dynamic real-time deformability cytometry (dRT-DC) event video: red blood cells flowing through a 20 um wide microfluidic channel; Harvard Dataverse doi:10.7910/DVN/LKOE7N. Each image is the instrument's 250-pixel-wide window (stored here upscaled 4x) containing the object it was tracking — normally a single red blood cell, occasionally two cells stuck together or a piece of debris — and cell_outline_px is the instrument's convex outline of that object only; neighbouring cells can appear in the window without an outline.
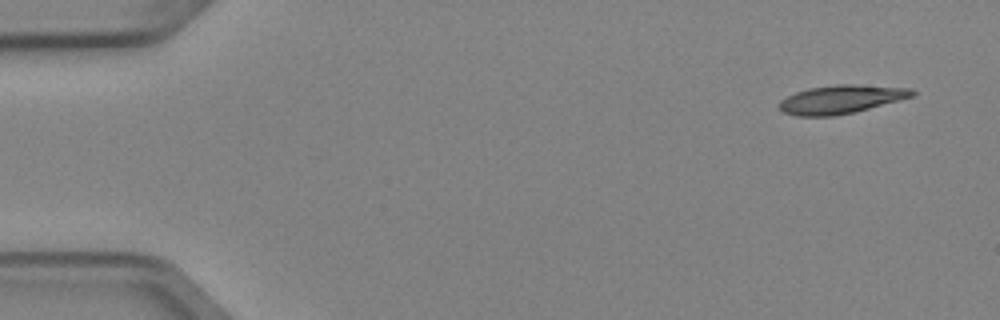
{"species": "Egyptian fruit bat (a non-hibernating species)", "species_latin": "Rousettus aegyptiacus", "temperature_condition": "cold", "stored_images_in_passage": 6, "camera_frame_rate_fps": 3000, "um_per_image_px": 0.085, "animal": {"sex": "female"}, "frame": {"image": 1, "passage_image": 1, "time_ms": 0.0, "image_size_px": [1000, 320], "cell_outline_px": [[916, 92], [912, 96], [868, 108], [852, 112], [832, 116], [796, 116], [784, 112], [780, 108], [780, 100], [796, 92], [808, 88], [836, 84], [852, 84], [912, 88]], "centroid_in_image_um": [71.46, 8.43], "position_along_channel_um": 13.5, "area_um2": 21.68}}
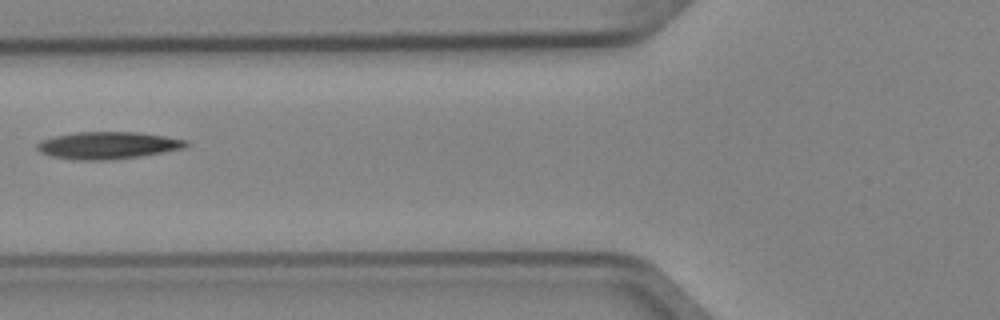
{"frame": {"image": 2, "passage_image": 5, "time_ms": 1.333, "image_size_px": [1000, 320], "cell_outline_px": [[188, 144], [184, 148], [136, 156], [108, 160], [76, 160], [52, 156], [40, 152], [36, 148], [36, 144], [40, 140], [56, 136], [76, 132], [136, 132], [164, 136], [188, 140]], "centroid_in_image_um": [9.12, 12.35], "position_along_channel_um": 116.7, "area_um2": 23.29}}
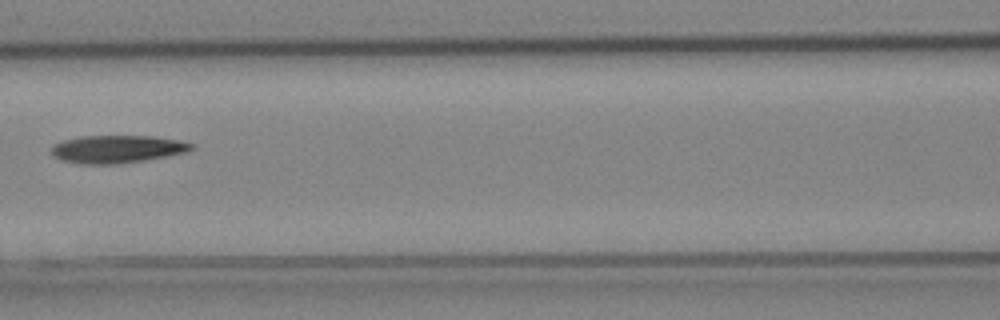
{"frame": {"image": 3, "passage_image": 6, "time_ms": 1.667, "image_size_px": [1000, 320], "cell_outline_px": [[196, 148], [188, 152], [144, 160], [116, 164], [80, 164], [60, 160], [52, 156], [52, 148], [56, 144], [64, 140], [80, 136], [152, 136], [176, 140], [192, 144]], "centroid_in_image_um": [9.94, 12.68], "position_along_channel_um": 156.7, "area_um2": 22.54}}